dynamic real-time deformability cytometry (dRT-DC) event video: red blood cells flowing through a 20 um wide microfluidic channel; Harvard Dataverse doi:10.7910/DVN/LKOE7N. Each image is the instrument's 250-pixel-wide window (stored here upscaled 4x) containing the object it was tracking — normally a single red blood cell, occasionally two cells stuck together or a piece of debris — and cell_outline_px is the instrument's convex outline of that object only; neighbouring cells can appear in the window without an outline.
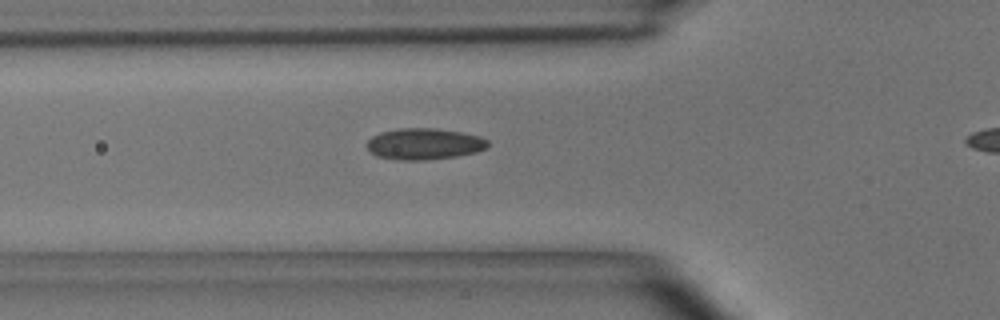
{"species": "common noctule bat (a hibernating species)", "species_latin": "Nyctalus noctula", "temperature_condition": "room temperature", "stored_images_in_passage": 34, "camera_frame_rate_fps": 3000, "um_per_image_px": 0.085, "animal": {"sex": "male", "body_mass_g": 15.6}, "frame": {"image": 1, "passage_image": 8, "time_ms": 2.333, "image_size_px": [1000, 320], "cell_outline_px": [[488, 148], [476, 152], [456, 156], [428, 160], [396, 160], [376, 156], [368, 148], [368, 140], [372, 136], [380, 132], [400, 128], [432, 128], [460, 132], [480, 136], [488, 140]], "centroid_in_image_um": [36.07, 12.24], "position_along_channel_um": 89.7, "area_um2": 22.08}}
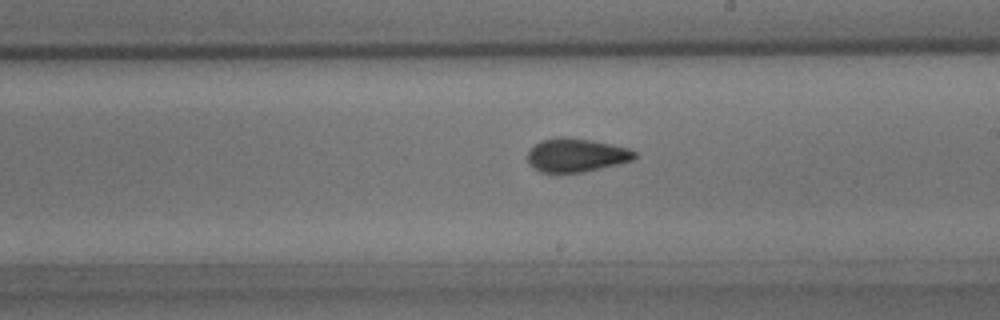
{"frame": {"image": 2, "passage_image": 19, "time_ms": 6.0, "image_size_px": [1000, 320], "cell_outline_px": [[636, 160], [584, 172], [540, 172], [528, 164], [528, 152], [540, 140], [560, 136], [564, 136], [592, 140], [612, 144], [628, 148], [636, 152]], "centroid_in_image_um": [49.0, 13.18], "position_along_channel_um": 240.0, "area_um2": 21.1}}
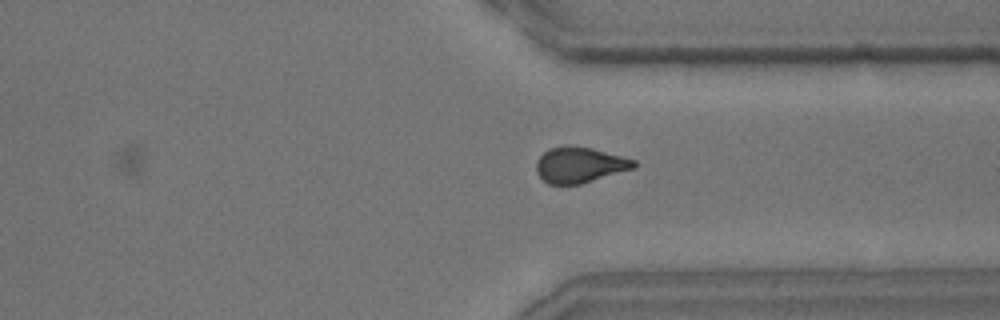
{"frame": {"image": 3, "passage_image": 28, "time_ms": 9.0, "image_size_px": [1000, 320], "cell_outline_px": [[636, 168], [580, 184], [548, 184], [536, 172], [536, 160], [548, 148], [568, 144], [592, 148], [636, 160]], "centroid_in_image_um": [49.26, 14.0], "position_along_channel_um": 362.1, "area_um2": 20.46}, "authors_computed_cell_mechanics": {"area_um2": 20.9236, "velocity_mm_per_s": 4.0751, "shape_relaxation_time_tau1_ms": 5.8056, "shape_relaxation_time_tau2_ms": 1.674, "deformation_change_tau1": 0.1451, "deformation_change_tau2": 0.0775}}